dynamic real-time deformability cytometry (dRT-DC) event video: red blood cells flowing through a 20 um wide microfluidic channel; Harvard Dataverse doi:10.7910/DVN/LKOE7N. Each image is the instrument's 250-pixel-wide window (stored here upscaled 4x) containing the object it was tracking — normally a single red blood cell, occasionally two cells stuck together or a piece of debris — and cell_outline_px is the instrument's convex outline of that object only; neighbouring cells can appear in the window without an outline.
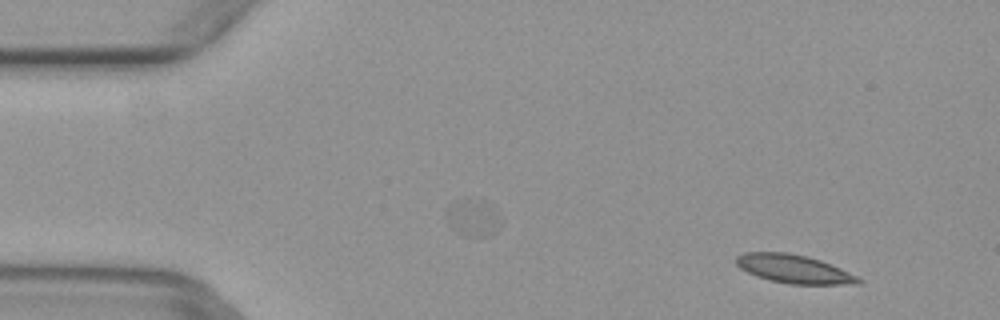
{"species": "common noctule bat (a hibernating species)", "species_latin": "Nyctalus noctula", "temperature_condition": "warm", "stored_images_in_passage": 4, "camera_frame_rate_fps": 3000, "um_per_image_px": 0.085, "animal": {"sex": "female", "body_mass_g": 29.2, "forearm_length_mm": 56.3}, "frame": {"image": 1, "passage_image": 1, "time_ms": 0.0, "image_size_px": [1000, 320], "cell_outline_px": [[864, 280], [860, 284], [788, 284], [756, 276], [740, 268], [736, 264], [736, 256], [744, 252], [788, 252], [808, 256], [820, 260], [860, 276]], "centroid_in_image_um": [67.52, 22.86], "position_along_channel_um": 17.5, "area_um2": 20.4}}